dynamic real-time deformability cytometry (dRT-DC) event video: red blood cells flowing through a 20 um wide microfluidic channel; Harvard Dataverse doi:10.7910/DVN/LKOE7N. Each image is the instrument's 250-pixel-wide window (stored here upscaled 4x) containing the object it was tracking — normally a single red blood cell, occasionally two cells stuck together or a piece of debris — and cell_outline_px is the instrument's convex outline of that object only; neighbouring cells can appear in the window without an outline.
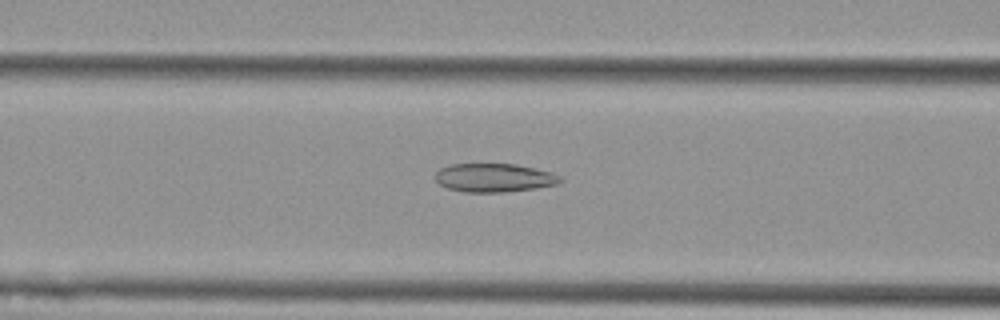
{"species": "Egyptian fruit bat (a non-hibernating species)", "species_latin": "Rousettus aegyptiacus", "temperature_condition": "cold", "stored_images_in_passage": 55, "camera_frame_rate_fps": 3000, "um_per_image_px": 0.085, "animal": {"sex": "female"}, "frame": {"image": 1, "passage_image": 22, "time_ms": 7.0, "image_size_px": [1000, 320], "cell_outline_px": [[564, 180], [556, 184], [536, 188], [504, 192], [464, 192], [448, 188], [440, 184], [436, 180], [436, 172], [440, 168], [452, 164], [516, 164], [552, 172], [560, 176]], "centroid_in_image_um": [42.02, 15.11], "position_along_channel_um": 124.6, "area_um2": 20.75}}
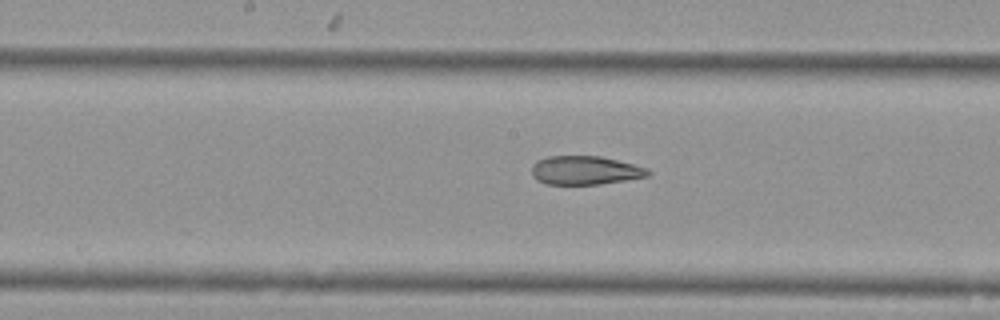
{"frame": {"image": 2, "passage_image": 28, "time_ms": 9.0, "image_size_px": [1000, 320], "cell_outline_px": [[652, 172], [648, 176], [600, 184], [544, 184], [536, 180], [532, 176], [532, 164], [536, 160], [548, 156], [600, 156], [648, 168]], "centroid_in_image_um": [49.69, 14.48], "position_along_channel_um": 198.5, "area_um2": 19.48}}
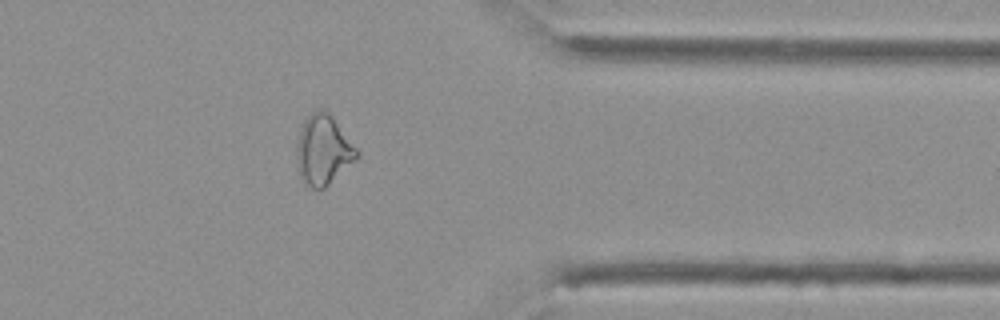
{"frame": {"image": 3, "passage_image": 44, "time_ms": 14.333, "image_size_px": [1000, 320], "cell_outline_px": [[360, 156], [356, 160], [324, 188], [312, 188], [304, 184], [300, 176], [296, 148], [300, 132], [304, 120], [316, 108], [324, 108], [332, 116], [360, 152]], "centroid_in_image_um": [27.49, 12.73], "position_along_channel_um": 383.9, "area_um2": 24.33}, "authors_computed_cell_mechanics": {"area_um2": 24.7962, "velocity_mm_per_s": 3.6979, "shape_relaxation_time_tau1_ms": null, "shape_relaxation_time_tau2_ms": 5.6471, "deformation_change_tau1": null, "deformation_change_tau2": 0.1546}}